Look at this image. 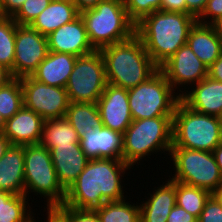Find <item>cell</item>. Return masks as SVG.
I'll list each match as a JSON object with an SVG mask.
<instances>
[{"instance_id": "cell-13", "label": "cell", "mask_w": 222, "mask_h": 222, "mask_svg": "<svg viewBox=\"0 0 222 222\" xmlns=\"http://www.w3.org/2000/svg\"><path fill=\"white\" fill-rule=\"evenodd\" d=\"M159 70L175 91L181 85L197 84L208 76L207 65L193 53L188 44L180 47Z\"/></svg>"}, {"instance_id": "cell-14", "label": "cell", "mask_w": 222, "mask_h": 222, "mask_svg": "<svg viewBox=\"0 0 222 222\" xmlns=\"http://www.w3.org/2000/svg\"><path fill=\"white\" fill-rule=\"evenodd\" d=\"M96 104L103 126L123 134L131 125L128 89L107 83Z\"/></svg>"}, {"instance_id": "cell-46", "label": "cell", "mask_w": 222, "mask_h": 222, "mask_svg": "<svg viewBox=\"0 0 222 222\" xmlns=\"http://www.w3.org/2000/svg\"><path fill=\"white\" fill-rule=\"evenodd\" d=\"M10 145L9 140L4 136L3 133H0V159L3 157Z\"/></svg>"}, {"instance_id": "cell-50", "label": "cell", "mask_w": 222, "mask_h": 222, "mask_svg": "<svg viewBox=\"0 0 222 222\" xmlns=\"http://www.w3.org/2000/svg\"><path fill=\"white\" fill-rule=\"evenodd\" d=\"M220 118V123H221V126H222V114L219 116Z\"/></svg>"}, {"instance_id": "cell-16", "label": "cell", "mask_w": 222, "mask_h": 222, "mask_svg": "<svg viewBox=\"0 0 222 222\" xmlns=\"http://www.w3.org/2000/svg\"><path fill=\"white\" fill-rule=\"evenodd\" d=\"M44 119L34 111L22 108L6 120L4 136L11 145H31L40 143Z\"/></svg>"}, {"instance_id": "cell-40", "label": "cell", "mask_w": 222, "mask_h": 222, "mask_svg": "<svg viewBox=\"0 0 222 222\" xmlns=\"http://www.w3.org/2000/svg\"><path fill=\"white\" fill-rule=\"evenodd\" d=\"M208 0H185L186 14H190L196 19L202 14Z\"/></svg>"}, {"instance_id": "cell-30", "label": "cell", "mask_w": 222, "mask_h": 222, "mask_svg": "<svg viewBox=\"0 0 222 222\" xmlns=\"http://www.w3.org/2000/svg\"><path fill=\"white\" fill-rule=\"evenodd\" d=\"M17 25L12 17L0 18V65L9 69L12 76Z\"/></svg>"}, {"instance_id": "cell-26", "label": "cell", "mask_w": 222, "mask_h": 222, "mask_svg": "<svg viewBox=\"0 0 222 222\" xmlns=\"http://www.w3.org/2000/svg\"><path fill=\"white\" fill-rule=\"evenodd\" d=\"M80 137L66 118L44 120L40 144L49 151L56 145L80 144Z\"/></svg>"}, {"instance_id": "cell-39", "label": "cell", "mask_w": 222, "mask_h": 222, "mask_svg": "<svg viewBox=\"0 0 222 222\" xmlns=\"http://www.w3.org/2000/svg\"><path fill=\"white\" fill-rule=\"evenodd\" d=\"M160 10L186 13L185 0H161Z\"/></svg>"}, {"instance_id": "cell-48", "label": "cell", "mask_w": 222, "mask_h": 222, "mask_svg": "<svg viewBox=\"0 0 222 222\" xmlns=\"http://www.w3.org/2000/svg\"><path fill=\"white\" fill-rule=\"evenodd\" d=\"M212 195L217 199V201L220 203V205L222 206V185L216 189Z\"/></svg>"}, {"instance_id": "cell-42", "label": "cell", "mask_w": 222, "mask_h": 222, "mask_svg": "<svg viewBox=\"0 0 222 222\" xmlns=\"http://www.w3.org/2000/svg\"><path fill=\"white\" fill-rule=\"evenodd\" d=\"M47 221L46 222H69V220L56 208L47 207ZM34 222H36L34 220Z\"/></svg>"}, {"instance_id": "cell-10", "label": "cell", "mask_w": 222, "mask_h": 222, "mask_svg": "<svg viewBox=\"0 0 222 222\" xmlns=\"http://www.w3.org/2000/svg\"><path fill=\"white\" fill-rule=\"evenodd\" d=\"M107 85L102 53L77 57L65 87L70 102L96 103Z\"/></svg>"}, {"instance_id": "cell-2", "label": "cell", "mask_w": 222, "mask_h": 222, "mask_svg": "<svg viewBox=\"0 0 222 222\" xmlns=\"http://www.w3.org/2000/svg\"><path fill=\"white\" fill-rule=\"evenodd\" d=\"M196 22L197 19L190 14L158 10L136 24L135 35L159 68L187 44L190 29Z\"/></svg>"}, {"instance_id": "cell-49", "label": "cell", "mask_w": 222, "mask_h": 222, "mask_svg": "<svg viewBox=\"0 0 222 222\" xmlns=\"http://www.w3.org/2000/svg\"><path fill=\"white\" fill-rule=\"evenodd\" d=\"M5 125H6V120L0 113V133L4 132Z\"/></svg>"}, {"instance_id": "cell-11", "label": "cell", "mask_w": 222, "mask_h": 222, "mask_svg": "<svg viewBox=\"0 0 222 222\" xmlns=\"http://www.w3.org/2000/svg\"><path fill=\"white\" fill-rule=\"evenodd\" d=\"M20 80L24 107L44 120L65 118L70 103L65 88L46 85L32 76H25Z\"/></svg>"}, {"instance_id": "cell-38", "label": "cell", "mask_w": 222, "mask_h": 222, "mask_svg": "<svg viewBox=\"0 0 222 222\" xmlns=\"http://www.w3.org/2000/svg\"><path fill=\"white\" fill-rule=\"evenodd\" d=\"M26 0H0V13L2 17H13Z\"/></svg>"}, {"instance_id": "cell-29", "label": "cell", "mask_w": 222, "mask_h": 222, "mask_svg": "<svg viewBox=\"0 0 222 222\" xmlns=\"http://www.w3.org/2000/svg\"><path fill=\"white\" fill-rule=\"evenodd\" d=\"M212 194L200 187H192L176 181V205L197 218Z\"/></svg>"}, {"instance_id": "cell-15", "label": "cell", "mask_w": 222, "mask_h": 222, "mask_svg": "<svg viewBox=\"0 0 222 222\" xmlns=\"http://www.w3.org/2000/svg\"><path fill=\"white\" fill-rule=\"evenodd\" d=\"M48 49L52 52L69 53L77 57L93 53L83 19L79 15L73 21L60 26L47 36Z\"/></svg>"}, {"instance_id": "cell-4", "label": "cell", "mask_w": 222, "mask_h": 222, "mask_svg": "<svg viewBox=\"0 0 222 222\" xmlns=\"http://www.w3.org/2000/svg\"><path fill=\"white\" fill-rule=\"evenodd\" d=\"M80 16L96 50L135 35L136 24L129 18L122 0H102L94 8L80 12Z\"/></svg>"}, {"instance_id": "cell-47", "label": "cell", "mask_w": 222, "mask_h": 222, "mask_svg": "<svg viewBox=\"0 0 222 222\" xmlns=\"http://www.w3.org/2000/svg\"><path fill=\"white\" fill-rule=\"evenodd\" d=\"M212 26L214 27L217 36L220 38V40L222 41V17L219 18L218 20H216Z\"/></svg>"}, {"instance_id": "cell-6", "label": "cell", "mask_w": 222, "mask_h": 222, "mask_svg": "<svg viewBox=\"0 0 222 222\" xmlns=\"http://www.w3.org/2000/svg\"><path fill=\"white\" fill-rule=\"evenodd\" d=\"M173 117H155L133 120L123 133L122 160L130 166L151 152L172 148Z\"/></svg>"}, {"instance_id": "cell-25", "label": "cell", "mask_w": 222, "mask_h": 222, "mask_svg": "<svg viewBox=\"0 0 222 222\" xmlns=\"http://www.w3.org/2000/svg\"><path fill=\"white\" fill-rule=\"evenodd\" d=\"M65 118L80 138L84 134L103 126L96 103L70 102Z\"/></svg>"}, {"instance_id": "cell-1", "label": "cell", "mask_w": 222, "mask_h": 222, "mask_svg": "<svg viewBox=\"0 0 222 222\" xmlns=\"http://www.w3.org/2000/svg\"><path fill=\"white\" fill-rule=\"evenodd\" d=\"M130 168L122 159L89 160L66 190L63 205L79 210H94L107 201L126 199L121 177Z\"/></svg>"}, {"instance_id": "cell-31", "label": "cell", "mask_w": 222, "mask_h": 222, "mask_svg": "<svg viewBox=\"0 0 222 222\" xmlns=\"http://www.w3.org/2000/svg\"><path fill=\"white\" fill-rule=\"evenodd\" d=\"M23 106V91L20 78H13L0 87V113L5 120L11 118Z\"/></svg>"}, {"instance_id": "cell-24", "label": "cell", "mask_w": 222, "mask_h": 222, "mask_svg": "<svg viewBox=\"0 0 222 222\" xmlns=\"http://www.w3.org/2000/svg\"><path fill=\"white\" fill-rule=\"evenodd\" d=\"M80 15L71 0L51 1L30 25L40 34L48 36L60 26L69 23Z\"/></svg>"}, {"instance_id": "cell-3", "label": "cell", "mask_w": 222, "mask_h": 222, "mask_svg": "<svg viewBox=\"0 0 222 222\" xmlns=\"http://www.w3.org/2000/svg\"><path fill=\"white\" fill-rule=\"evenodd\" d=\"M99 51L105 62L107 83L114 86L125 89L136 87L159 69L136 35Z\"/></svg>"}, {"instance_id": "cell-45", "label": "cell", "mask_w": 222, "mask_h": 222, "mask_svg": "<svg viewBox=\"0 0 222 222\" xmlns=\"http://www.w3.org/2000/svg\"><path fill=\"white\" fill-rule=\"evenodd\" d=\"M212 153L222 174V142L212 151Z\"/></svg>"}, {"instance_id": "cell-23", "label": "cell", "mask_w": 222, "mask_h": 222, "mask_svg": "<svg viewBox=\"0 0 222 222\" xmlns=\"http://www.w3.org/2000/svg\"><path fill=\"white\" fill-rule=\"evenodd\" d=\"M187 44L207 67L222 53V41L212 25L196 22L190 29Z\"/></svg>"}, {"instance_id": "cell-37", "label": "cell", "mask_w": 222, "mask_h": 222, "mask_svg": "<svg viewBox=\"0 0 222 222\" xmlns=\"http://www.w3.org/2000/svg\"><path fill=\"white\" fill-rule=\"evenodd\" d=\"M167 222H197V217L175 205L168 216Z\"/></svg>"}, {"instance_id": "cell-32", "label": "cell", "mask_w": 222, "mask_h": 222, "mask_svg": "<svg viewBox=\"0 0 222 222\" xmlns=\"http://www.w3.org/2000/svg\"><path fill=\"white\" fill-rule=\"evenodd\" d=\"M129 18L137 24L145 16L160 10L161 0H122Z\"/></svg>"}, {"instance_id": "cell-7", "label": "cell", "mask_w": 222, "mask_h": 222, "mask_svg": "<svg viewBox=\"0 0 222 222\" xmlns=\"http://www.w3.org/2000/svg\"><path fill=\"white\" fill-rule=\"evenodd\" d=\"M171 84L158 69L145 82L128 89V103L133 120L173 117L181 100Z\"/></svg>"}, {"instance_id": "cell-33", "label": "cell", "mask_w": 222, "mask_h": 222, "mask_svg": "<svg viewBox=\"0 0 222 222\" xmlns=\"http://www.w3.org/2000/svg\"><path fill=\"white\" fill-rule=\"evenodd\" d=\"M50 2L51 0H26L12 18L18 25H31Z\"/></svg>"}, {"instance_id": "cell-21", "label": "cell", "mask_w": 222, "mask_h": 222, "mask_svg": "<svg viewBox=\"0 0 222 222\" xmlns=\"http://www.w3.org/2000/svg\"><path fill=\"white\" fill-rule=\"evenodd\" d=\"M0 191L24 195V146L10 145L0 159Z\"/></svg>"}, {"instance_id": "cell-17", "label": "cell", "mask_w": 222, "mask_h": 222, "mask_svg": "<svg viewBox=\"0 0 222 222\" xmlns=\"http://www.w3.org/2000/svg\"><path fill=\"white\" fill-rule=\"evenodd\" d=\"M50 155L58 180L65 190L75 182L90 160L80 144L56 145L50 150Z\"/></svg>"}, {"instance_id": "cell-27", "label": "cell", "mask_w": 222, "mask_h": 222, "mask_svg": "<svg viewBox=\"0 0 222 222\" xmlns=\"http://www.w3.org/2000/svg\"><path fill=\"white\" fill-rule=\"evenodd\" d=\"M25 195L0 191V222H34L30 203ZM28 205V207H27Z\"/></svg>"}, {"instance_id": "cell-22", "label": "cell", "mask_w": 222, "mask_h": 222, "mask_svg": "<svg viewBox=\"0 0 222 222\" xmlns=\"http://www.w3.org/2000/svg\"><path fill=\"white\" fill-rule=\"evenodd\" d=\"M153 192L147 201L140 204V222H167L176 205V181L168 179Z\"/></svg>"}, {"instance_id": "cell-28", "label": "cell", "mask_w": 222, "mask_h": 222, "mask_svg": "<svg viewBox=\"0 0 222 222\" xmlns=\"http://www.w3.org/2000/svg\"><path fill=\"white\" fill-rule=\"evenodd\" d=\"M94 211L101 222H140V205H131L125 199L107 201Z\"/></svg>"}, {"instance_id": "cell-20", "label": "cell", "mask_w": 222, "mask_h": 222, "mask_svg": "<svg viewBox=\"0 0 222 222\" xmlns=\"http://www.w3.org/2000/svg\"><path fill=\"white\" fill-rule=\"evenodd\" d=\"M76 60L75 55L49 51L31 76L46 85L65 88Z\"/></svg>"}, {"instance_id": "cell-5", "label": "cell", "mask_w": 222, "mask_h": 222, "mask_svg": "<svg viewBox=\"0 0 222 222\" xmlns=\"http://www.w3.org/2000/svg\"><path fill=\"white\" fill-rule=\"evenodd\" d=\"M221 142L220 118L199 113L180 100L173 115L172 147L212 152Z\"/></svg>"}, {"instance_id": "cell-8", "label": "cell", "mask_w": 222, "mask_h": 222, "mask_svg": "<svg viewBox=\"0 0 222 222\" xmlns=\"http://www.w3.org/2000/svg\"><path fill=\"white\" fill-rule=\"evenodd\" d=\"M24 180L26 197L28 192L44 196L47 207L64 203L66 190L58 180L50 151L40 143L24 145Z\"/></svg>"}, {"instance_id": "cell-41", "label": "cell", "mask_w": 222, "mask_h": 222, "mask_svg": "<svg viewBox=\"0 0 222 222\" xmlns=\"http://www.w3.org/2000/svg\"><path fill=\"white\" fill-rule=\"evenodd\" d=\"M208 76L216 81L222 82V53L221 55L208 67Z\"/></svg>"}, {"instance_id": "cell-34", "label": "cell", "mask_w": 222, "mask_h": 222, "mask_svg": "<svg viewBox=\"0 0 222 222\" xmlns=\"http://www.w3.org/2000/svg\"><path fill=\"white\" fill-rule=\"evenodd\" d=\"M56 208L69 220V222H101L94 210H79L65 205Z\"/></svg>"}, {"instance_id": "cell-35", "label": "cell", "mask_w": 222, "mask_h": 222, "mask_svg": "<svg viewBox=\"0 0 222 222\" xmlns=\"http://www.w3.org/2000/svg\"><path fill=\"white\" fill-rule=\"evenodd\" d=\"M197 222H222V206L213 195L206 201Z\"/></svg>"}, {"instance_id": "cell-43", "label": "cell", "mask_w": 222, "mask_h": 222, "mask_svg": "<svg viewBox=\"0 0 222 222\" xmlns=\"http://www.w3.org/2000/svg\"><path fill=\"white\" fill-rule=\"evenodd\" d=\"M79 12L94 8L102 0H71Z\"/></svg>"}, {"instance_id": "cell-12", "label": "cell", "mask_w": 222, "mask_h": 222, "mask_svg": "<svg viewBox=\"0 0 222 222\" xmlns=\"http://www.w3.org/2000/svg\"><path fill=\"white\" fill-rule=\"evenodd\" d=\"M49 52L47 36L30 25H17L13 78L31 76Z\"/></svg>"}, {"instance_id": "cell-19", "label": "cell", "mask_w": 222, "mask_h": 222, "mask_svg": "<svg viewBox=\"0 0 222 222\" xmlns=\"http://www.w3.org/2000/svg\"><path fill=\"white\" fill-rule=\"evenodd\" d=\"M80 146L90 159H122L123 134L102 126L80 138Z\"/></svg>"}, {"instance_id": "cell-18", "label": "cell", "mask_w": 222, "mask_h": 222, "mask_svg": "<svg viewBox=\"0 0 222 222\" xmlns=\"http://www.w3.org/2000/svg\"><path fill=\"white\" fill-rule=\"evenodd\" d=\"M191 88V91L179 90L181 100L188 107L203 114L218 117L222 114V82L207 76Z\"/></svg>"}, {"instance_id": "cell-36", "label": "cell", "mask_w": 222, "mask_h": 222, "mask_svg": "<svg viewBox=\"0 0 222 222\" xmlns=\"http://www.w3.org/2000/svg\"><path fill=\"white\" fill-rule=\"evenodd\" d=\"M210 16V17H209ZM212 19L206 20L205 19ZM222 17V0H208L202 14L197 18L200 24L212 25L216 20Z\"/></svg>"}, {"instance_id": "cell-44", "label": "cell", "mask_w": 222, "mask_h": 222, "mask_svg": "<svg viewBox=\"0 0 222 222\" xmlns=\"http://www.w3.org/2000/svg\"><path fill=\"white\" fill-rule=\"evenodd\" d=\"M13 79L11 71L6 67L0 65V87L7 84L9 81Z\"/></svg>"}, {"instance_id": "cell-9", "label": "cell", "mask_w": 222, "mask_h": 222, "mask_svg": "<svg viewBox=\"0 0 222 222\" xmlns=\"http://www.w3.org/2000/svg\"><path fill=\"white\" fill-rule=\"evenodd\" d=\"M173 181L200 187L211 194L222 185V174L212 152L172 147Z\"/></svg>"}]
</instances>
